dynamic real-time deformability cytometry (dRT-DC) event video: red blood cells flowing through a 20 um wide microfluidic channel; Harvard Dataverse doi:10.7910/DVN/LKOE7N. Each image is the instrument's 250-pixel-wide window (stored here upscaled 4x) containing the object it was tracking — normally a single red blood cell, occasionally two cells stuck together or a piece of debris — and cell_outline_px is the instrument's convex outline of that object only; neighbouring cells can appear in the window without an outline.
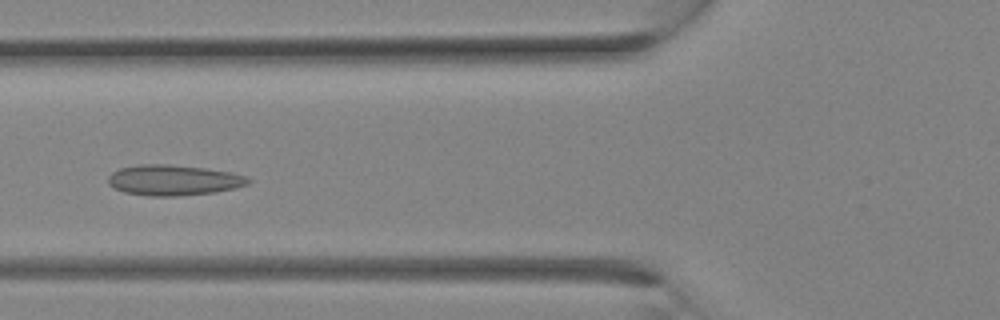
{"species": "Egyptian fruit bat (a non-hibernating species)", "species_latin": "Rousettus aegyptiacus", "temperature_condition": "room temperature", "stored_images_in_passage": 12, "camera_frame_rate_fps": 3000, "um_per_image_px": 0.085, "animal": {"sex": "female"}, "frame": {"image": 1, "passage_image": 9, "time_ms": 2.667, "image_size_px": [1000, 320], "cell_outline_px": [[252, 180], [248, 184], [236, 188], [216, 192], [180, 196], [148, 196], [124, 192], [108, 184], [108, 176], [112, 172], [120, 168], [140, 164], [168, 164], [204, 168], [232, 172], [248, 176]], "centroid_in_image_um": [14.78, 15.31], "position_along_channel_um": 111.0, "area_um2": 25.14}}
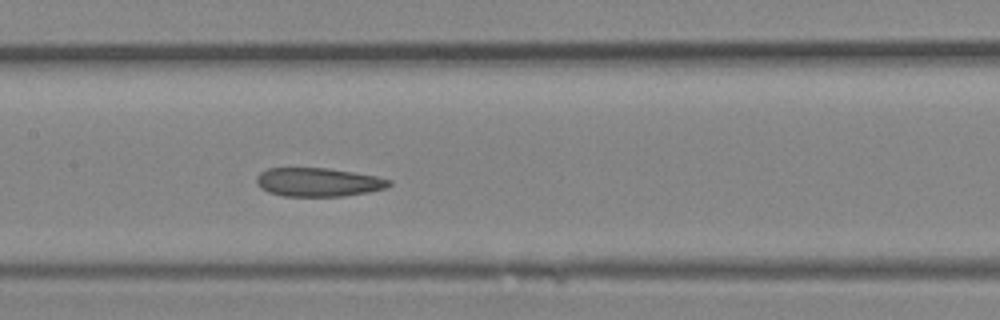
{"frame": {"image": 2, "passage_image": 12, "time_ms": 3.667, "image_size_px": [1000, 320], "cell_outline_px": [[392, 184], [388, 188], [368, 192], [344, 196], [284, 196], [268, 192], [260, 188], [256, 184], [256, 176], [260, 172], [268, 168], [328, 168], [376, 176], [392, 180]], "centroid_in_image_um": [27.05, 15.48], "position_along_channel_um": 180.4, "area_um2": 22.31}}